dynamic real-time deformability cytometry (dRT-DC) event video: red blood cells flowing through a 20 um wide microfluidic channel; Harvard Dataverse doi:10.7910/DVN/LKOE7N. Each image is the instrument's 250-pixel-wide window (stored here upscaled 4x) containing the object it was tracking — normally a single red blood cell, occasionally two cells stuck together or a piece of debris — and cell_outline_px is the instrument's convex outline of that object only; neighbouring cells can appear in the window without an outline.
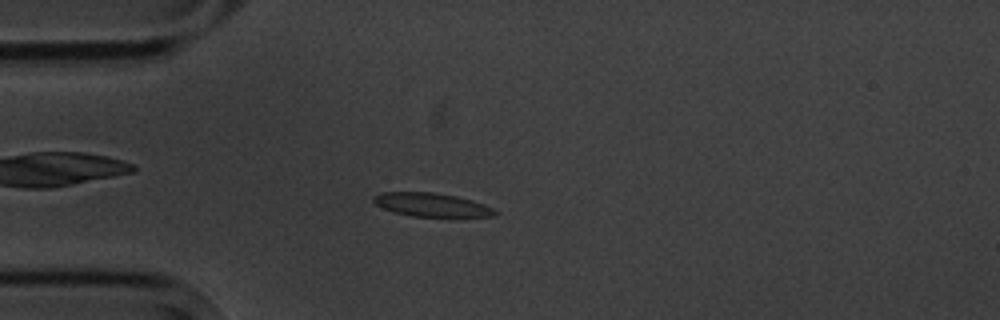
{"species": "common noctule bat (a hibernating species)", "species_latin": "Nyctalus noctula", "temperature_condition": "cold", "stored_images_in_passage": 9, "camera_frame_rate_fps": 3000, "um_per_image_px": 0.085, "animal": {"sex": "male", "body_mass_g": 20.1, "forearm_length_mm": 53.5}, "frame": {"image": 1, "passage_image": 3, "time_ms": 2.333, "image_size_px": [1000, 320], "cell_outline_px": [[500, 212], [496, 216], [412, 216], [396, 212], [384, 208], [376, 204], [372, 200], [372, 196], [380, 192], [432, 192], [456, 196], [472, 200], [492, 208]], "centroid_in_image_um": [36.67, 17.39], "position_along_channel_um": 48.3, "area_um2": 16.47}}
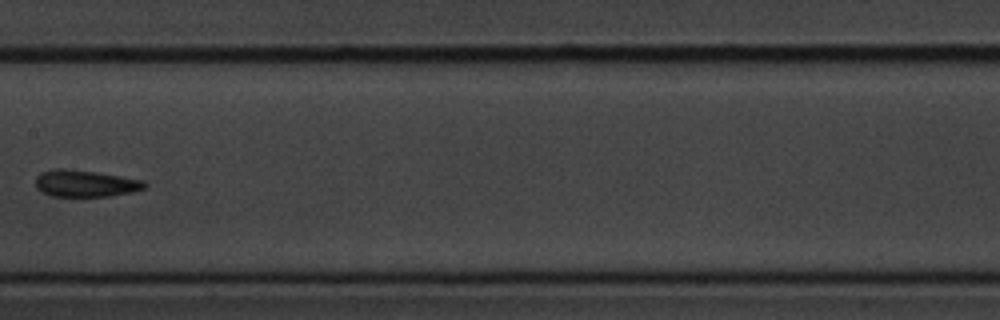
{"frame": {"image": 2, "passage_image": 7, "time_ms": 7.0, "image_size_px": [1000, 320], "cell_outline_px": [[148, 184], [144, 188], [132, 192], [108, 196], [52, 196], [40, 192], [36, 188], [36, 176], [40, 172], [52, 168], [64, 168], [96, 172], [144, 180]], "centroid_in_image_um": [7.21, 15.58], "position_along_channel_um": 200.2, "area_um2": 17.17}}
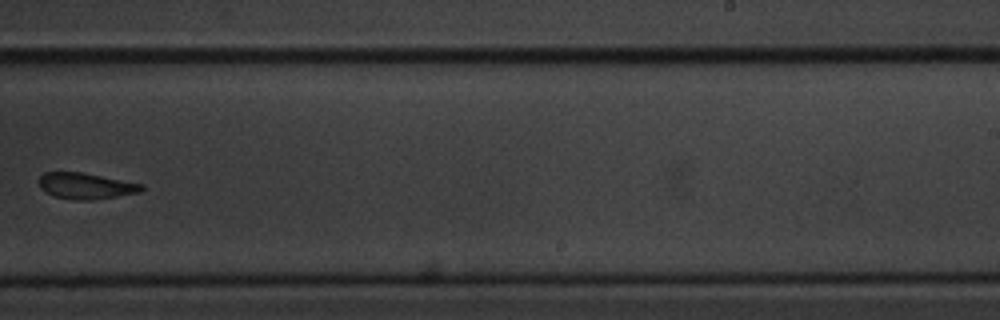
{"frame": {"image": 3, "passage_image": 9, "time_ms": 9.333, "image_size_px": [1000, 320], "cell_outline_px": [[144, 188], [140, 192], [92, 200], [72, 200], [56, 196], [40, 188], [40, 176], [44, 172], [84, 172], [144, 184]], "centroid_in_image_um": [7.33, 15.79], "position_along_channel_um": 281.7, "area_um2": 15.55}}